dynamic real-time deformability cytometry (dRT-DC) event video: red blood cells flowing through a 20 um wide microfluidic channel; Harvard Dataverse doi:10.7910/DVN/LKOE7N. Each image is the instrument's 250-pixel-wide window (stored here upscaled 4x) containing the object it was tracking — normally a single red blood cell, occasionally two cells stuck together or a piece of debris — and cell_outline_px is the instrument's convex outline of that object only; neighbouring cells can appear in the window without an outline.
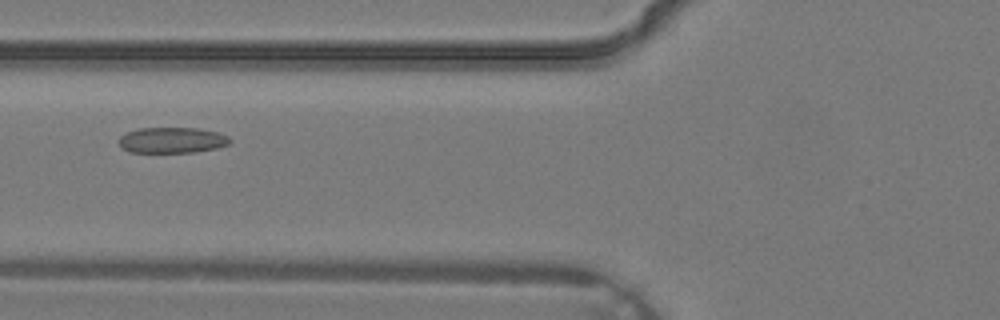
{"species": "common noctule bat (a hibernating species)", "species_latin": "Nyctalus noctula", "temperature_condition": "warm", "stored_images_in_passage": 4, "camera_frame_rate_fps": 3000, "um_per_image_px": 0.085, "animal": {"sex": "male", "body_mass_g": 19.2, "forearm_length_mm": 51.8}, "frame": {"image": 1, "passage_image": 4, "time_ms": 1.0, "image_size_px": [1000, 320], "cell_outline_px": [[232, 140], [228, 144], [216, 148], [192, 152], [128, 152], [120, 148], [120, 136], [128, 132], [140, 128], [196, 128], [216, 132], [228, 136]], "centroid_in_image_um": [14.61, 11.92], "position_along_channel_um": 111.2, "area_um2": 16.53}}